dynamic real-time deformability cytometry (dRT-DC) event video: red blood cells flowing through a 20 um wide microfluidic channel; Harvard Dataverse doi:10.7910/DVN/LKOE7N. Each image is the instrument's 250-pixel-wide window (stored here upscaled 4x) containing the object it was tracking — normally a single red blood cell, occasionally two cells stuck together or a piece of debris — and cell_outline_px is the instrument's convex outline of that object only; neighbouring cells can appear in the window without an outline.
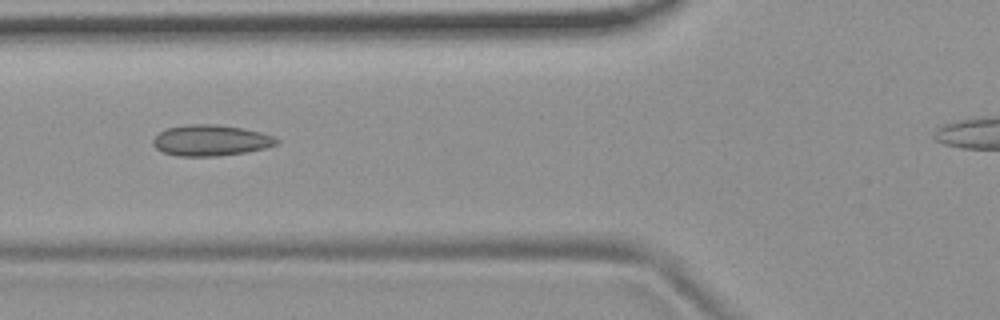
{"species": "common noctule bat (a hibernating species)", "species_latin": "Nyctalus noctula", "temperature_condition": "room temperature", "stored_images_in_passage": 7, "camera_frame_rate_fps": 3000, "um_per_image_px": 0.085, "animal": {"sex": "female", "body_mass_g": 19.9}, "frame": {"image": 1, "passage_image": 2, "time_ms": 1.333, "image_size_px": [1000, 320], "cell_outline_px": [[280, 140], [276, 144], [264, 148], [244, 152], [216, 156], [176, 156], [164, 152], [156, 148], [152, 144], [152, 140], [160, 132], [168, 128], [188, 124], [216, 124], [244, 128], [260, 132], [272, 136]], "centroid_in_image_um": [17.89, 11.93], "position_along_channel_um": 107.9, "area_um2": 22.14}}
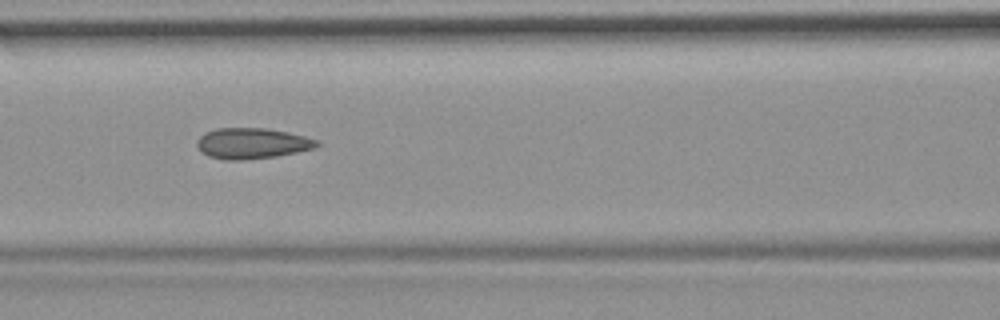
{"frame": {"image": 2, "passage_image": 3, "time_ms": 2.333, "image_size_px": [1000, 320], "cell_outline_px": [[320, 144], [316, 148], [276, 156], [240, 160], [224, 160], [208, 156], [196, 144], [196, 140], [204, 132], [216, 128], [268, 128], [288, 132], [320, 140]], "centroid_in_image_um": [21.44, 12.17], "position_along_channel_um": 145.2, "area_um2": 21.56}}
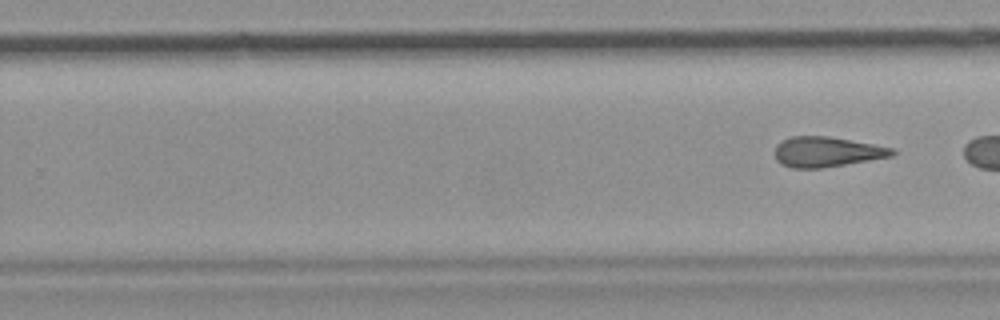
{"frame": {"image": 3, "passage_image": 7, "time_ms": 8.0, "image_size_px": [1000, 320], "cell_outline_px": [[896, 152], [892, 156], [820, 168], [792, 168], [776, 160], [776, 144], [780, 140], [792, 136], [828, 136], [872, 144], [892, 148]], "centroid_in_image_um": [70.23, 12.89], "position_along_channel_um": 259.6, "area_um2": 20.29}}